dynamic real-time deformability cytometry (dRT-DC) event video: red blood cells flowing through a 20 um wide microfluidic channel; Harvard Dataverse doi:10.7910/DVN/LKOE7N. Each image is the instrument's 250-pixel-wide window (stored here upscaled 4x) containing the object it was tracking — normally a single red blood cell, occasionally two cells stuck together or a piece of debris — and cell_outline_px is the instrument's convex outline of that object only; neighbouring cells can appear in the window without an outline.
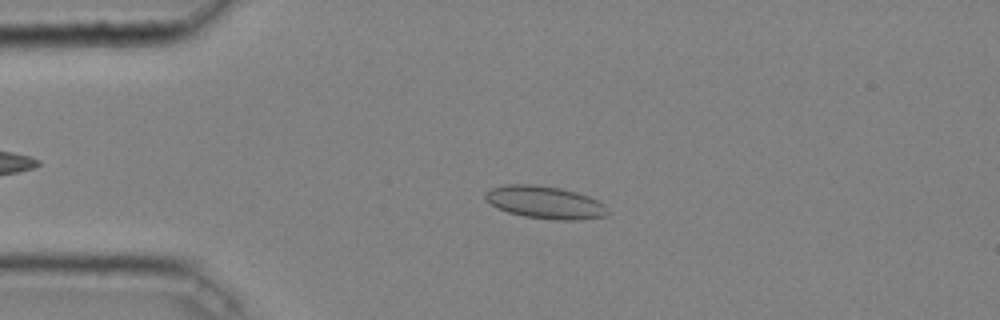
{"species": "common noctule bat (a hibernating species)", "species_latin": "Nyctalus noctula", "temperature_condition": "cold", "stored_images_in_passage": 46, "camera_frame_rate_fps": 3000, "um_per_image_px": 0.085, "animal": {"sex": "male", "body_mass_g": 20.4}, "frame": {"image": 1, "passage_image": 10, "time_ms": 3.0, "image_size_px": [1000, 320], "cell_outline_px": [[612, 212], [604, 216], [580, 220], [552, 220], [524, 216], [508, 212], [496, 208], [484, 200], [484, 192], [492, 188], [508, 184], [532, 184], [560, 188], [576, 192], [600, 200]], "centroid_in_image_um": [46.33, 17.21], "position_along_channel_um": 38.7, "area_um2": 23.58}}
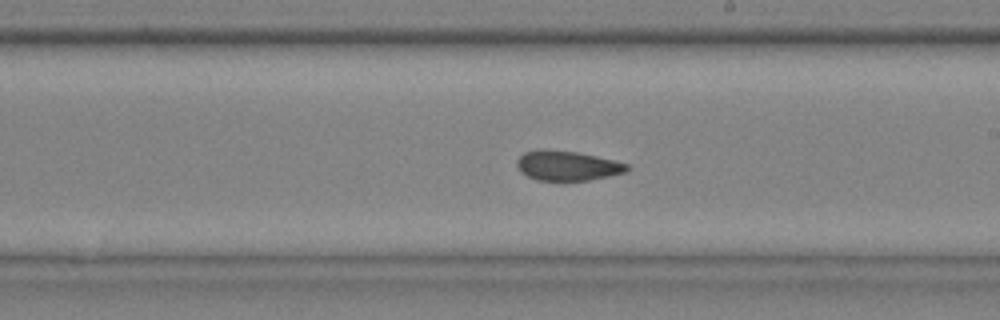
{"frame": {"image": 2, "passage_image": 27, "time_ms": 8.667, "image_size_px": [1000, 320], "cell_outline_px": [[632, 168], [624, 172], [608, 176], [588, 180], [536, 180], [520, 172], [516, 164], [516, 160], [524, 152], [540, 148], [544, 148], [576, 152], [616, 160], [628, 164]], "centroid_in_image_um": [48.2, 14.06], "position_along_channel_um": 240.8, "area_um2": 19.25}}
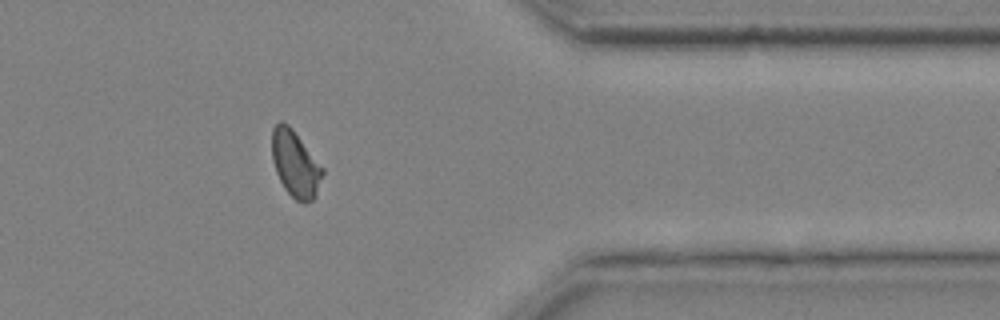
{"frame": {"image": 3, "passage_image": 39, "time_ms": 12.667, "image_size_px": [1000, 320], "cell_outline_px": [[324, 172], [316, 196], [312, 200], [296, 200], [284, 188], [276, 172], [272, 160], [272, 128], [280, 120], [288, 124], [292, 128], [324, 168]], "centroid_in_image_um": [25.1, 13.89], "position_along_channel_um": 386.3, "area_um2": 19.42}, "authors_computed_cell_mechanics": {"area_um2": 19.7098, "velocity_mm_per_s": 4.0469, "shape_relaxation_time_tau1_ms": null, "shape_relaxation_time_tau2_ms": 2.2343, "deformation_change_tau1": null, "deformation_change_tau2": 0.0683}}